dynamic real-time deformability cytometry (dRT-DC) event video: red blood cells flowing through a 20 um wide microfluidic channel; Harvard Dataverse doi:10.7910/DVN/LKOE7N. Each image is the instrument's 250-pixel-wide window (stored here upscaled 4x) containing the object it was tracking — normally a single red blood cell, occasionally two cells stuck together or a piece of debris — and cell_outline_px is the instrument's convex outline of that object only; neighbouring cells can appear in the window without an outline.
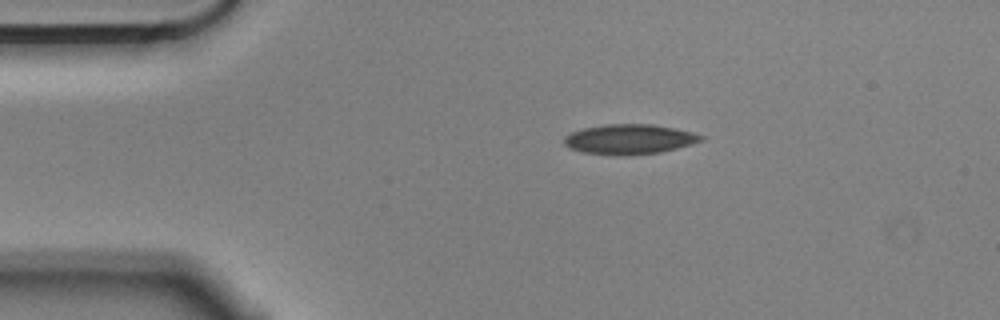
{"species": "Egyptian fruit bat (a non-hibernating species)", "species_latin": "Rousettus aegyptiacus", "temperature_condition": "cold", "stored_images_in_passage": 2, "camera_frame_rate_fps": 3000, "um_per_image_px": 0.085, "animal": {"sex": "male"}, "frame": {"image": 1, "passage_image": 2, "time_ms": 0.333, "image_size_px": [1000, 320], "cell_outline_px": [[704, 140], [692, 144], [660, 152], [628, 156], [584, 152], [568, 148], [564, 144], [564, 136], [572, 132], [584, 128], [604, 124], [652, 124], [676, 128], [692, 132], [704, 136]], "centroid_in_image_um": [53.51, 11.83], "position_along_channel_um": 31.5, "area_um2": 23.93}}